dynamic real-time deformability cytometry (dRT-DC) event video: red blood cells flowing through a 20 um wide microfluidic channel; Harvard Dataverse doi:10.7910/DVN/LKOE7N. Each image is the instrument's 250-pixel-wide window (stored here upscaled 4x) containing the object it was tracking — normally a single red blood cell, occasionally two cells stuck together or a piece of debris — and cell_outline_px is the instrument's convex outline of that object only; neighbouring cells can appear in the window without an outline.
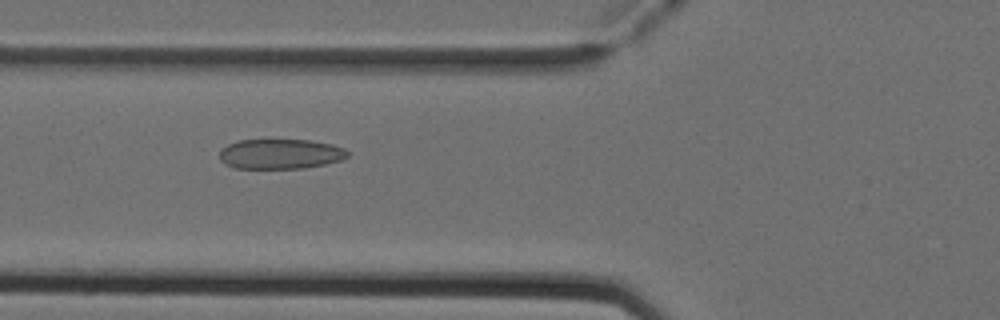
{"species": "Egyptian fruit bat (a non-hibernating species)", "species_latin": "Rousettus aegyptiacus", "temperature_condition": "cold", "stored_images_in_passage": 48, "camera_frame_rate_fps": 3000, "um_per_image_px": 0.085, "animal": {"sex": "female"}, "frame": {"image": 1, "passage_image": 16, "time_ms": 5.0, "image_size_px": [1000, 320], "cell_outline_px": [[348, 156], [340, 160], [324, 164], [304, 168], [236, 168], [224, 164], [220, 160], [220, 148], [236, 140], [312, 140], [332, 144], [344, 148], [348, 152]], "centroid_in_image_um": [23.8, 13.08], "position_along_channel_um": 102.0, "area_um2": 22.43}}
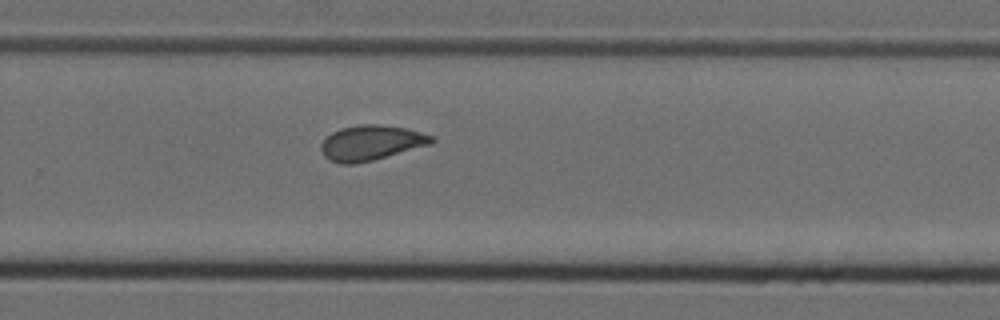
{"frame": {"image": 2, "passage_image": 31, "time_ms": 10.0, "image_size_px": [1000, 320], "cell_outline_px": [[436, 140], [432, 144], [372, 160], [356, 164], [340, 164], [328, 160], [324, 156], [320, 148], [320, 144], [332, 132], [340, 128], [360, 124], [376, 124], [404, 128], [420, 132], [432, 136]], "centroid_in_image_um": [31.51, 12.14], "position_along_channel_um": 298.3, "area_um2": 22.54}}
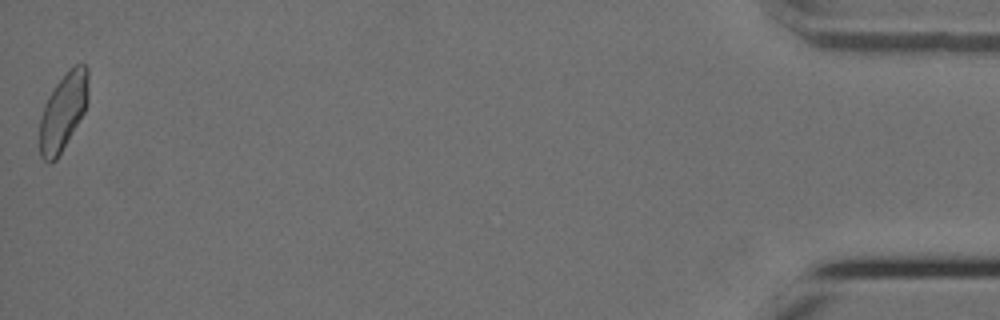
{"frame": {"image": 3, "passage_image": 48, "time_ms": 15.667, "image_size_px": [1000, 320], "cell_outline_px": [[88, 100], [84, 112], [56, 160], [52, 164], [48, 164], [40, 156], [40, 116], [44, 104], [48, 96], [56, 84], [68, 68], [76, 64], [84, 64], [88, 68]], "centroid_in_image_um": [5.36, 9.47], "position_along_channel_um": 429.8, "area_um2": 21.96}, "authors_computed_cell_mechanics": {"area_um2": 22.4264, "velocity_mm_per_s": 3.9309, "shape_relaxation_time_tau1_ms": 9.9067, "shape_relaxation_time_tau2_ms": 1.5072, "deformation_change_tau1": 0.1762, "deformation_change_tau2": 0.0864}}